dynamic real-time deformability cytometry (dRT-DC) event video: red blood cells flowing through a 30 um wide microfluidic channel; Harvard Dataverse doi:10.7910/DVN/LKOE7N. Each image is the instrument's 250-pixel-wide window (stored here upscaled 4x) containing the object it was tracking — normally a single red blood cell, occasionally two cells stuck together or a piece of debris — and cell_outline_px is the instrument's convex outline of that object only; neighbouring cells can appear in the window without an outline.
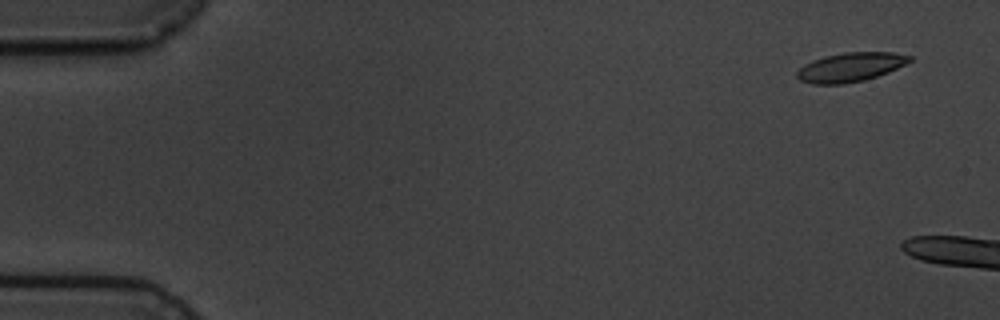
{"species": "common noctule bat (a hibernating species)", "species_latin": "Nyctalus noctula", "temperature_condition": "cold", "stored_images_in_passage": 3, "camera_frame_rate_fps": 3000, "um_per_image_px": 0.085, "animal": {"sex": "male", "body_mass_g": 19.5, "forearm_length_mm": 54.6}, "frame": {"image": 1, "passage_image": 2, "time_ms": 1.0, "image_size_px": [1000, 320], "cell_outline_px": [[912, 60], [888, 72], [864, 80], [844, 84], [812, 84], [800, 80], [796, 76], [796, 72], [804, 64], [812, 60], [824, 56], [844, 52], [892, 52], [912, 56]], "centroid_in_image_um": [72.25, 5.7], "position_along_channel_um": 12.7, "area_um2": 19.07}}